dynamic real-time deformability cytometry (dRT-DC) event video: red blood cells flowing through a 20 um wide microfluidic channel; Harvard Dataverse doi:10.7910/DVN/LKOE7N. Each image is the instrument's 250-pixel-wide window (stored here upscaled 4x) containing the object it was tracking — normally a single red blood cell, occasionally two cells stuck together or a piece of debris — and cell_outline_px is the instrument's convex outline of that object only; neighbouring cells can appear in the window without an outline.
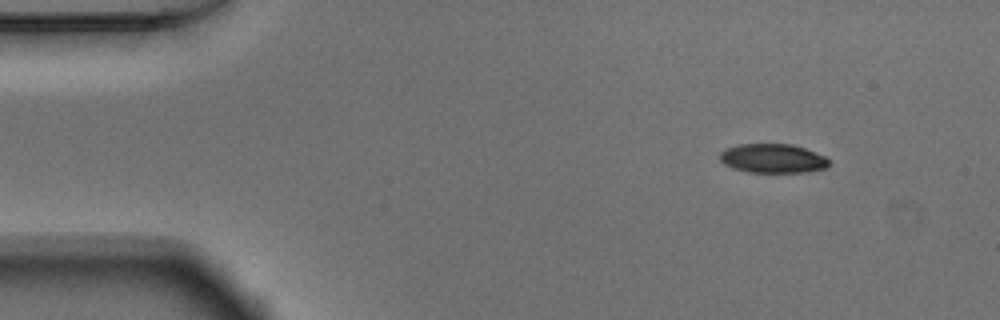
{"species": "Egyptian fruit bat (a non-hibernating species)", "species_latin": "Rousettus aegyptiacus", "temperature_condition": "warm", "stored_images_in_passage": 47, "camera_frame_rate_fps": 3000, "um_per_image_px": 0.085, "animal": {"sex": "male"}, "frame": {"image": 1, "passage_image": 1, "time_ms": 0.0, "image_size_px": [1000, 320], "cell_outline_px": [[832, 160], [828, 168], [804, 172], [748, 172], [732, 168], [724, 164], [720, 160], [720, 152], [736, 144], [792, 144], [804, 148], [824, 156]], "centroid_in_image_um": [65.71, 13.47], "position_along_channel_um": 19.3, "area_um2": 18.61}}
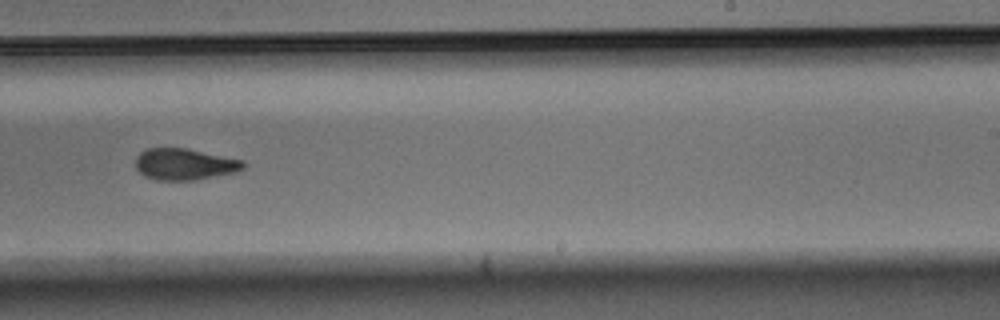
{"frame": {"image": 2, "passage_image": 27, "time_ms": 8.667, "image_size_px": [1000, 320], "cell_outline_px": [[244, 168], [236, 172], [196, 180], [156, 180], [144, 176], [136, 168], [136, 156], [144, 148], [184, 148], [244, 160]], "centroid_in_image_um": [15.67, 13.96], "position_along_channel_um": 273.3, "area_um2": 19.77}}
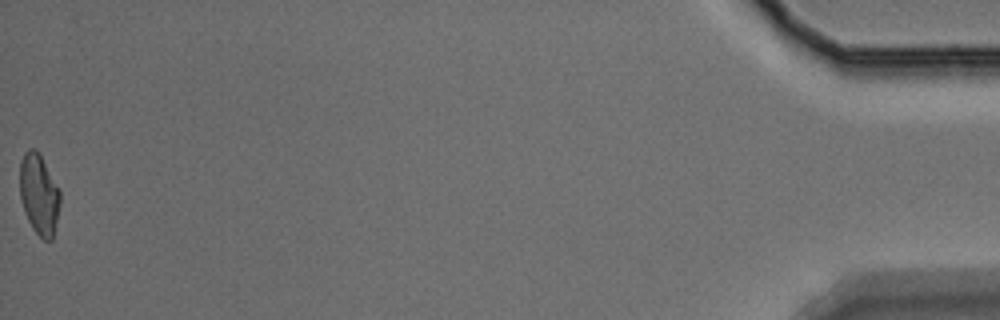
{"frame": {"image": 3, "passage_image": 47, "time_ms": 15.333, "image_size_px": [1000, 320], "cell_outline_px": [[60, 204], [52, 240], [44, 240], [32, 228], [24, 212], [20, 196], [20, 160], [24, 152], [28, 148], [36, 148], [60, 188]], "centroid_in_image_um": [3.31, 16.48], "position_along_channel_um": 431.9, "area_um2": 19.07}, "authors_computed_cell_mechanics": {"area_um2": 20.1722, "velocity_mm_per_s": 3.8865, "shape_relaxation_time_tau1_ms": 9.5063, "shape_relaxation_time_tau2_ms": 3.7368, "deformation_change_tau1": 0.2402, "deformation_change_tau2": 0.1032}}